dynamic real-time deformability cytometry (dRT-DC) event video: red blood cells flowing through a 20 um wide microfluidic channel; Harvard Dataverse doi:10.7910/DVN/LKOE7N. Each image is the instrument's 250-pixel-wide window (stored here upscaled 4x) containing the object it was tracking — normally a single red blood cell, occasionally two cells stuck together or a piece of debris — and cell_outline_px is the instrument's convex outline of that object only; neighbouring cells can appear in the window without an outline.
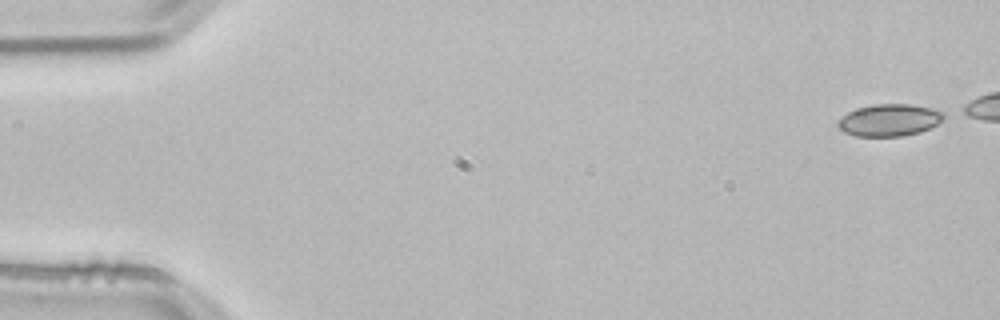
{"species": "common noctule bat (a hibernating species)", "species_latin": "Nyctalus noctula", "temperature_condition": "room temperature", "stored_images_in_passage": 40, "camera_frame_rate_fps": 3000, "um_per_image_px": 0.085, "animal": {"sex": "male", "body_mass_g": 21.5, "forearm_length_mm": 52.0}, "frame": {"image": 1, "passage_image": 1, "time_ms": 0.0, "image_size_px": [1000, 320], "cell_outline_px": [[944, 120], [920, 132], [900, 136], [856, 136], [844, 132], [836, 124], [848, 112], [860, 108], [876, 104], [908, 104], [932, 108], [944, 112]], "centroid_in_image_um": [75.62, 10.21], "position_along_channel_um": 9.4, "area_um2": 19.48}}
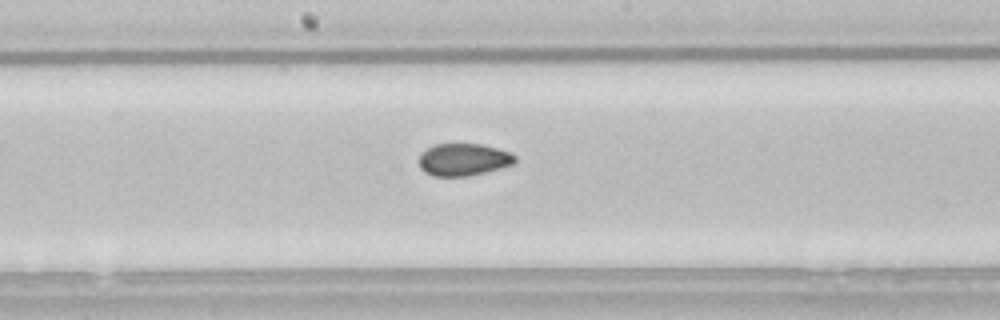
{"frame": {"image": 2, "passage_image": 27, "time_ms": 8.667, "image_size_px": [1000, 320], "cell_outline_px": [[516, 160], [512, 164], [500, 168], [468, 176], [432, 176], [424, 172], [420, 168], [420, 152], [436, 144], [480, 144], [512, 152], [516, 156]], "centroid_in_image_um": [39.39, 13.56], "position_along_channel_um": 208.8, "area_um2": 18.03}}
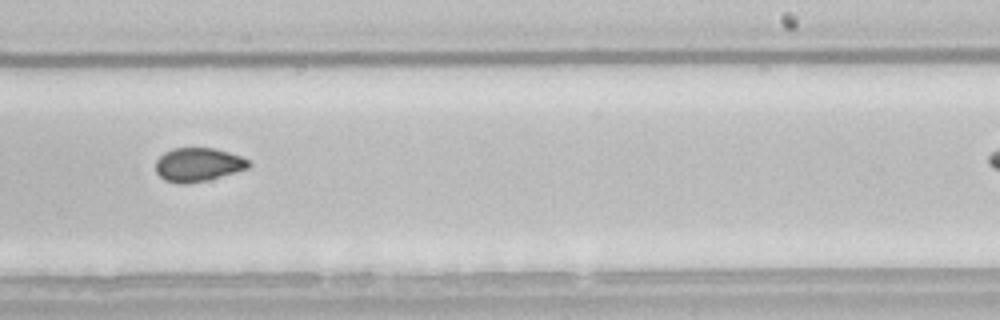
{"frame": {"image": 3, "passage_image": 32, "time_ms": 10.333, "image_size_px": [1000, 320], "cell_outline_px": [[252, 164], [248, 168], [208, 180], [188, 184], [180, 184], [164, 180], [156, 172], [156, 160], [164, 152], [172, 148], [216, 148], [240, 156], [248, 160]], "centroid_in_image_um": [16.82, 14.0], "position_along_channel_um": 272.2, "area_um2": 18.32}, "authors_computed_cell_mechanics": {"area_um2": 19.1318, "velocity_mm_per_s": 3.8348, "shape_relaxation_time_tau1_ms": null, "shape_relaxation_time_tau2_ms": 3.4343, "deformation_change_tau1": null, "deformation_change_tau2": 0.0623}}